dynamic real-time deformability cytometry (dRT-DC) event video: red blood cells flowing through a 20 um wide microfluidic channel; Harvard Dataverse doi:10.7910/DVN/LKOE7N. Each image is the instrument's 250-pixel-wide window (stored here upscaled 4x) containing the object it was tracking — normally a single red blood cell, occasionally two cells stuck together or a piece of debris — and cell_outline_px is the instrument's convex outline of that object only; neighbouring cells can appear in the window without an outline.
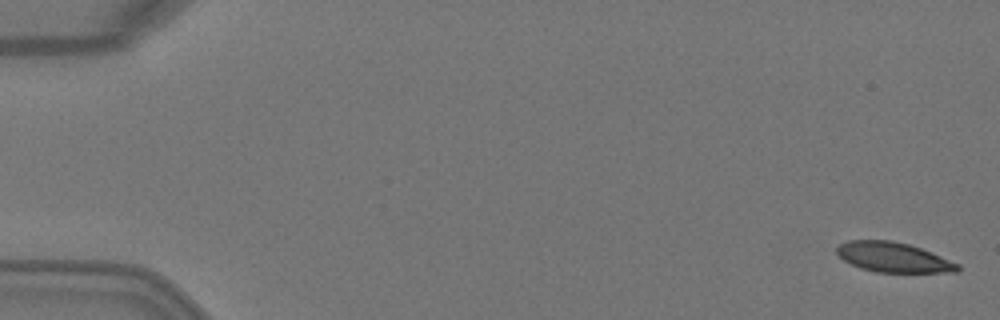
{"species": "Egyptian fruit bat (a non-hibernating species)", "species_latin": "Rousettus aegyptiacus", "temperature_condition": "warm", "stored_images_in_passage": 3, "camera_frame_rate_fps": 3000, "um_per_image_px": 0.085, "animal": {"sex": "female"}, "frame": {"image": 1, "passage_image": 1, "time_ms": 0.0, "image_size_px": [1000, 320], "cell_outline_px": [[960, 268], [956, 272], [876, 272], [860, 268], [844, 260], [836, 252], [836, 248], [840, 244], [848, 240], [892, 240], [908, 244], [932, 252], [960, 264]], "centroid_in_image_um": [75.94, 21.86], "position_along_channel_um": 9.1, "area_um2": 20.98}}